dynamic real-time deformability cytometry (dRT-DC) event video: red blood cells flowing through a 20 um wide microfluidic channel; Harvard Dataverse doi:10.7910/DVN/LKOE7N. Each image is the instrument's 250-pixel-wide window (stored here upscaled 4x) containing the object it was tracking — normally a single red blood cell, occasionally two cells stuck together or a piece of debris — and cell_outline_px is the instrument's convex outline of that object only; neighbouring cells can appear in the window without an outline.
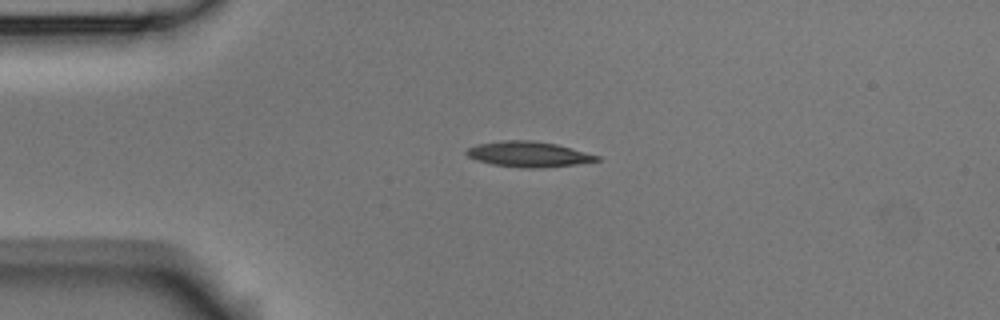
{"species": "Egyptian fruit bat (a non-hibernating species)", "species_latin": "Rousettus aegyptiacus", "temperature_condition": "room temperature", "stored_images_in_passage": 4, "camera_frame_rate_fps": 3000, "um_per_image_px": 0.085, "animal": {"sex": "male"}, "frame": {"image": 1, "passage_image": 3, "time_ms": 0.667, "image_size_px": [1000, 320], "cell_outline_px": [[600, 160], [576, 164], [540, 168], [520, 168], [492, 164], [476, 160], [468, 156], [464, 152], [468, 148], [476, 144], [500, 140], [532, 140], [556, 144], [600, 156]], "centroid_in_image_um": [44.88, 13.1], "position_along_channel_um": 40.1, "area_um2": 19.36}}